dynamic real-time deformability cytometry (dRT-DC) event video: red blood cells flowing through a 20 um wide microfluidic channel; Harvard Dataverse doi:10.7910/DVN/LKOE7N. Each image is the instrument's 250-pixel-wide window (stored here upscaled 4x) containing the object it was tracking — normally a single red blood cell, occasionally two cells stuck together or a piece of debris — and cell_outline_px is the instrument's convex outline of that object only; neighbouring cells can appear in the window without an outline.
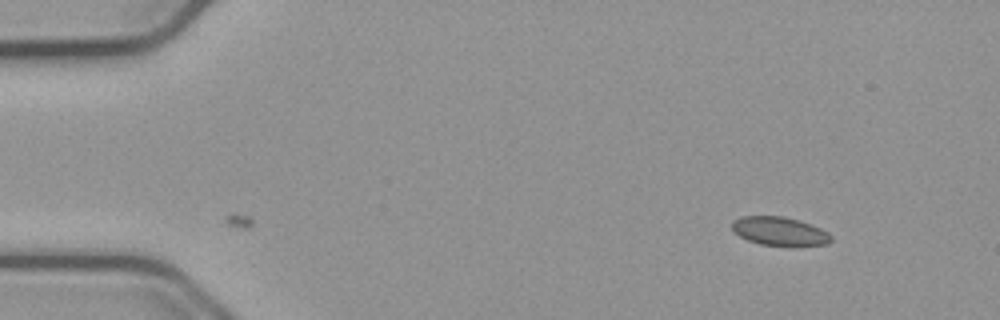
{"species": "common noctule bat (a hibernating species)", "species_latin": "Nyctalus noctula", "temperature_condition": "cold", "stored_images_in_passage": 5, "camera_frame_rate_fps": 3000, "um_per_image_px": 0.085, "animal": {"sex": "male", "body_mass_g": 23.1, "forearm_length_mm": 52.7}, "frame": {"image": 1, "passage_image": 5, "time_ms": 1.333, "image_size_px": [1000, 320], "cell_outline_px": [[832, 240], [828, 244], [760, 244], [748, 240], [740, 236], [732, 228], [732, 220], [740, 216], [784, 216], [800, 220], [812, 224], [828, 232], [832, 236]], "centroid_in_image_um": [66.25, 19.61], "position_along_channel_um": 18.7, "area_um2": 16.18}}